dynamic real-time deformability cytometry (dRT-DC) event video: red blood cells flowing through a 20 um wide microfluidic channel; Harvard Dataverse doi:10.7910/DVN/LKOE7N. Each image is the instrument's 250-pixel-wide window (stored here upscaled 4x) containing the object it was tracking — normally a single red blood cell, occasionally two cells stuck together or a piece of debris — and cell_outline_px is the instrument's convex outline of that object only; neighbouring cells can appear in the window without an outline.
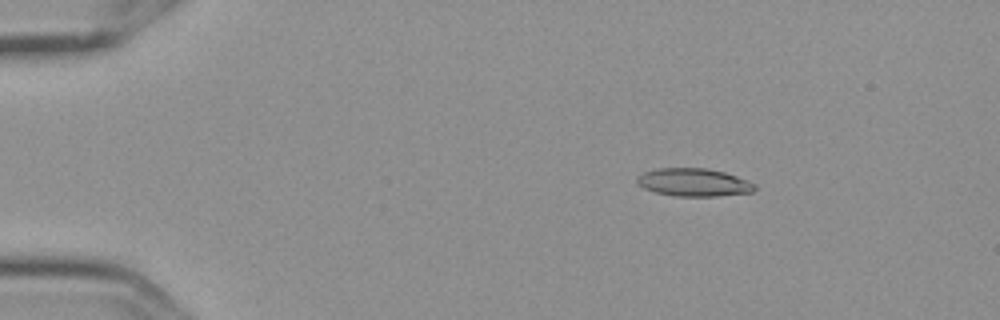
{"species": "Egyptian fruit bat (a non-hibernating species)", "species_latin": "Rousettus aegyptiacus", "temperature_condition": "cold", "stored_images_in_passage": 5, "camera_frame_rate_fps": 3000, "um_per_image_px": 0.085, "frame": {"image": 1, "passage_image": 3, "time_ms": 0.667, "image_size_px": [1000, 320], "cell_outline_px": [[756, 188], [752, 192], [716, 196], [676, 196], [656, 192], [644, 188], [636, 184], [636, 176], [644, 172], [656, 168], [708, 168], [724, 172], [736, 176], [756, 184]], "centroid_in_image_um": [58.94, 15.49], "position_along_channel_um": 26.1, "area_um2": 19.19}}